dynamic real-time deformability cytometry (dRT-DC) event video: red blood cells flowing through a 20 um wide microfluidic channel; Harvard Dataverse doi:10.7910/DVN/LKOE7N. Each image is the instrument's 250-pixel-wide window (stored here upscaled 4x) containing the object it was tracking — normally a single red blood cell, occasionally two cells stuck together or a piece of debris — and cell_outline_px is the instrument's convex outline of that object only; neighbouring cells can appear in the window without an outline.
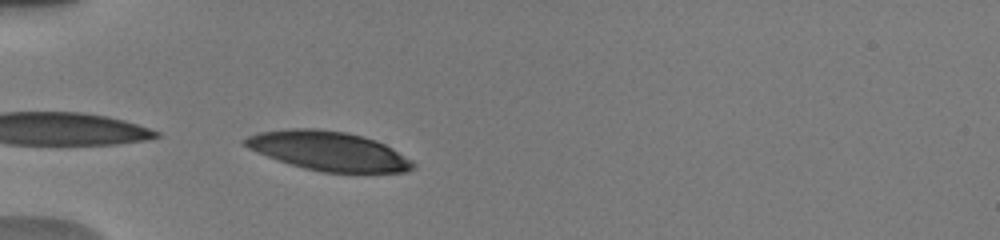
{"species": "human", "species_latin": "Homo sapiens", "temperature_condition": "warm", "stored_images_in_passage": 58, "camera_frame_rate_fps": 3000, "um_per_image_px": 0.085, "donor": {"sex": "male"}, "frame": {"image": 1, "passage_image": 2, "time_ms": 0.333, "image_size_px": [1000, 240], "cell_outline_px": [[416, 164], [412, 168], [404, 172], [324, 172], [304, 168], [256, 152], [248, 148], [240, 140], [256, 132], [288, 128], [316, 128], [344, 132], [364, 136], [376, 140], [392, 148], [412, 160]], "centroid_in_image_um": [27.89, 12.81], "position_along_channel_um": 57.1, "area_um2": 38.21}}
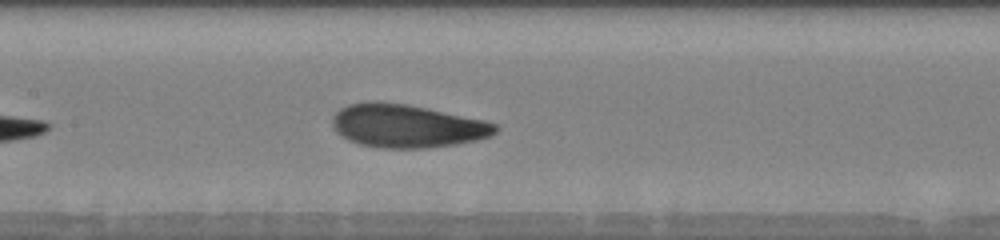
{"frame": {"image": 2, "passage_image": 22, "time_ms": 3.667, "image_size_px": [1000, 240], "cell_outline_px": [[500, 128], [492, 136], [476, 140], [456, 144], [428, 148], [380, 148], [360, 144], [348, 140], [340, 136], [332, 128], [332, 116], [340, 108], [348, 104], [368, 100], [376, 100], [408, 104], [428, 108], [484, 120], [496, 124]], "centroid_in_image_um": [34.55, 10.69], "position_along_channel_um": 172.8, "area_um2": 41.62}}
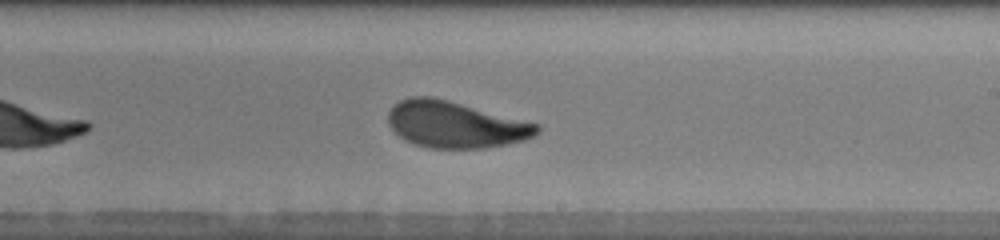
{"frame": {"image": 3, "passage_image": 30, "time_ms": 5.667, "image_size_px": [1000, 240], "cell_outline_px": [[540, 132], [524, 140], [484, 148], [428, 148], [404, 140], [388, 124], [388, 112], [392, 104], [408, 96], [432, 96], [448, 100], [540, 124]], "centroid_in_image_um": [38.67, 10.57], "position_along_channel_um": 250.3, "area_um2": 40.34}, "authors_computed_cell_mechanics": {"area_um2": 40.5467, "velocity_mm_per_s": 3.8865, "shape_relaxation_time_tau1_ms": 3.9307, "shape_relaxation_time_tau2_ms": 1.349, "deformation_change_tau1": 0.1726, "deformation_change_tau2": 0.0787}}